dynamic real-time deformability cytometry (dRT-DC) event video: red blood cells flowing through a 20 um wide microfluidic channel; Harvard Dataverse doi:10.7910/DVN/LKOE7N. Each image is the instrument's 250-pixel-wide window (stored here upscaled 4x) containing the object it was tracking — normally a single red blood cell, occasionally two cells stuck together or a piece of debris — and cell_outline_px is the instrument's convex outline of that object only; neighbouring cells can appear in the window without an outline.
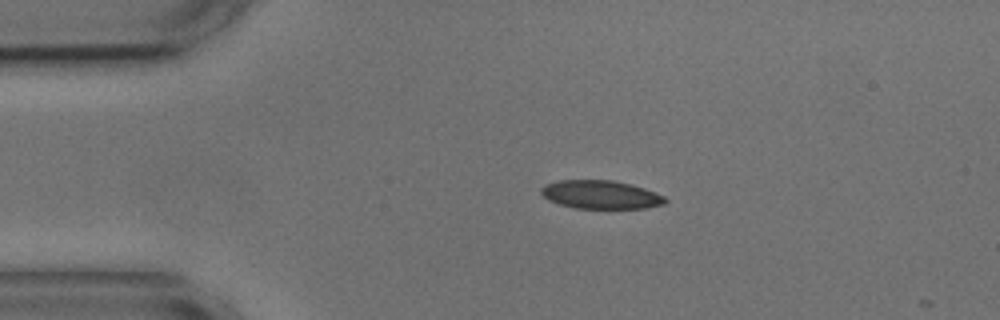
{"species": "common noctule bat (a hibernating species)", "species_latin": "Nyctalus noctula", "temperature_condition": "cold", "stored_images_in_passage": 12, "camera_frame_rate_fps": 3000, "um_per_image_px": 0.085, "animal": {"sex": "male", "body_mass_g": 17.9, "forearm_length_mm": 54.2}, "frame": {"image": 1, "passage_image": 10, "time_ms": 3.0, "image_size_px": [1000, 320], "cell_outline_px": [[668, 200], [664, 204], [644, 208], [576, 208], [560, 204], [548, 200], [540, 192], [540, 188], [544, 184], [560, 180], [612, 180], [644, 188], [656, 192], [664, 196]], "centroid_in_image_um": [51.05, 16.54], "position_along_channel_um": 34.0, "area_um2": 20.46}}